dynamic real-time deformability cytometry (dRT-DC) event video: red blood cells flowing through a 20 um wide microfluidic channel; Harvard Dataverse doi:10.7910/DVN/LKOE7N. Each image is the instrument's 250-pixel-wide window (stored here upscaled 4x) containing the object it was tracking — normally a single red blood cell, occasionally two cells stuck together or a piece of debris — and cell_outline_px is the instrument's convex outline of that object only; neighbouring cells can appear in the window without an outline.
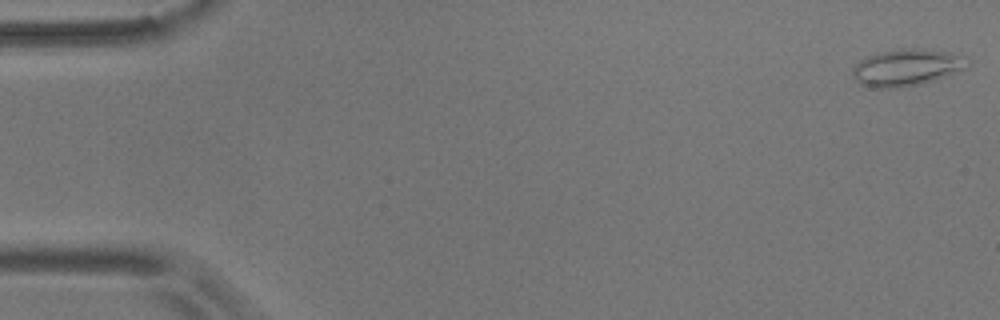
{"species": "common noctule bat (a hibernating species)", "species_latin": "Nyctalus noctula", "temperature_condition": "room temperature", "stored_images_in_passage": 55, "camera_frame_rate_fps": 3000, "um_per_image_px": 0.085, "animal": {"sex": "male", "body_mass_g": 17.9}, "frame": {"image": 1, "passage_image": 1, "time_ms": 0.0, "image_size_px": [1000, 320], "cell_outline_px": [[964, 68], [932, 80], [900, 88], [872, 88], [860, 84], [852, 76], [852, 68], [864, 56], [880, 52], [900, 48], [924, 48], [952, 52], [964, 56]], "centroid_in_image_um": [76.96, 5.72], "position_along_channel_um": 8.0, "area_um2": 24.45}}
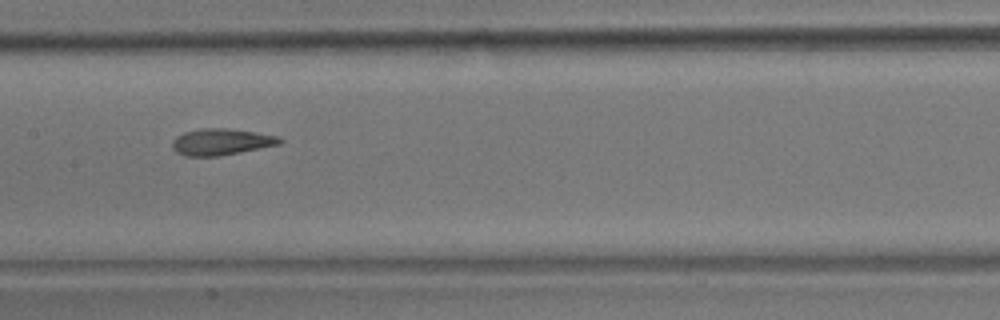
{"frame": {"image": 2, "passage_image": 27, "time_ms": 8.667, "image_size_px": [1000, 320], "cell_outline_px": [[284, 140], [280, 144], [220, 156], [184, 156], [176, 152], [172, 148], [172, 140], [176, 136], [184, 132], [204, 128], [228, 128], [256, 132], [280, 136]], "centroid_in_image_um": [18.81, 12.05], "position_along_channel_um": 188.6, "area_um2": 16.7}}
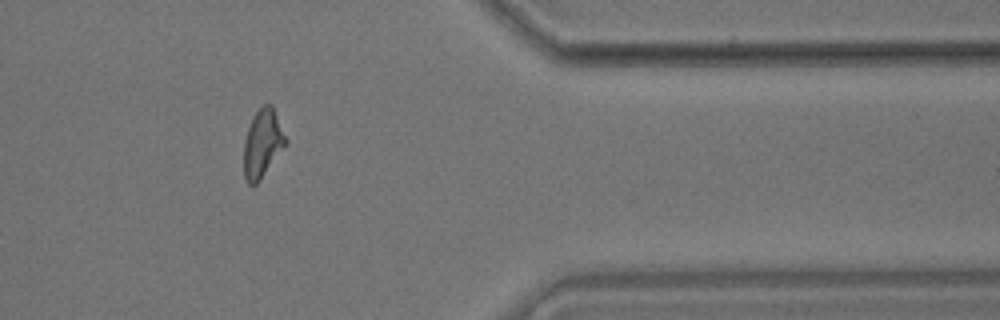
{"frame": {"image": 3, "passage_image": 45, "time_ms": 14.667, "image_size_px": [1000, 320], "cell_outline_px": [[288, 144], [260, 180], [252, 188], [248, 184], [244, 176], [244, 140], [252, 116], [264, 104], [272, 104], [288, 140]], "centroid_in_image_um": [22.33, 12.21], "position_along_channel_um": 389.1, "area_um2": 16.94}, "authors_computed_cell_mechanics": {"area_um2": 16.762, "velocity_mm_per_s": 3.6763, "shape_relaxation_time_tau1_ms": 8.9327, "shape_relaxation_time_tau2_ms": 2.6786, "deformation_change_tau1": 0.2265, "deformation_change_tau2": 0.0987}}